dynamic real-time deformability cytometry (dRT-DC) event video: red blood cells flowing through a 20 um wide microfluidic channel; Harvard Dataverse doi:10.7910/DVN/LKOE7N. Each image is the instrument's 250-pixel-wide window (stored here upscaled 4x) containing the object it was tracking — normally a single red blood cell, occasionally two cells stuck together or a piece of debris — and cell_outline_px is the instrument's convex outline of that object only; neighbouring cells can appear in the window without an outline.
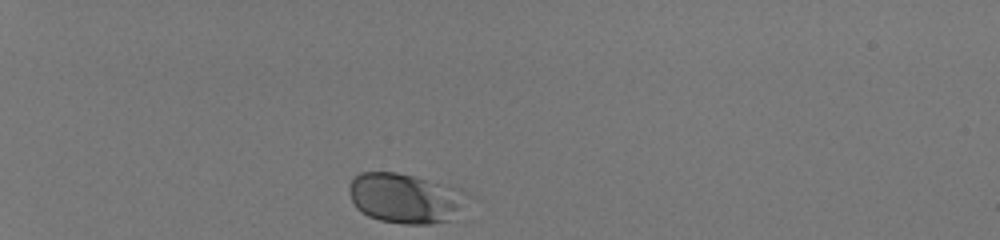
{"species": "human", "species_latin": "Homo sapiens", "temperature_condition": "room temperature", "stored_images_in_passage": 33, "camera_frame_rate_fps": 3000, "um_per_image_px": 0.085, "donor": {"sex": "male"}, "frame": {"image": 1, "passage_image": 1, "time_ms": 0.0, "image_size_px": [1000, 240], "cell_outline_px": [[464, 196], [448, 220], [428, 224], [404, 224], [380, 220], [368, 216], [360, 212], [356, 208], [352, 200], [348, 188], [348, 184], [360, 172], [396, 172], [460, 188], [464, 192]], "centroid_in_image_um": [34.3, 16.83], "position_along_channel_um": 50.7, "area_um2": 33.41}}
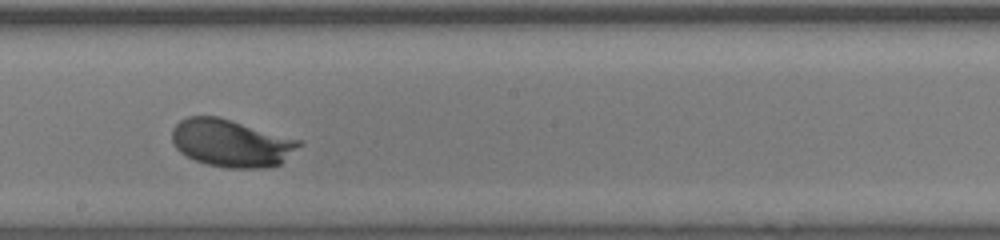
{"frame": {"image": 2, "passage_image": 19, "time_ms": 6.0, "image_size_px": [1000, 240], "cell_outline_px": [[304, 144], [280, 164], [272, 168], [228, 168], [208, 164], [196, 160], [180, 152], [176, 148], [172, 140], [172, 128], [180, 120], [188, 116], [216, 116], [304, 140]], "centroid_in_image_um": [19.71, 12.16], "position_along_channel_um": 228.5, "area_um2": 35.43}}
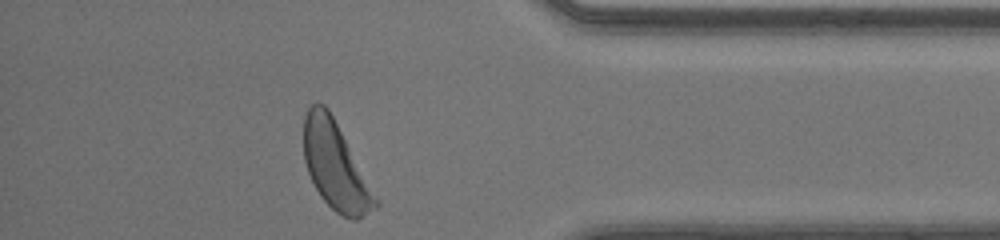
{"frame": {"image": 3, "passage_image": 33, "time_ms": 10.667, "image_size_px": [1000, 240], "cell_outline_px": [[380, 204], [376, 208], [356, 220], [352, 220], [336, 212], [320, 196], [308, 172], [304, 160], [304, 116], [308, 108], [312, 104], [324, 104], [328, 108], [380, 200]], "centroid_in_image_um": [28.54, 14.12], "position_along_channel_um": 406.7, "area_um2": 36.3}, "authors_computed_cell_mechanics": {"area_um2": 33.813, "velocity_mm_per_s": 4.0868, "shape_relaxation_time_tau1_ms": 1.3876, "shape_relaxation_time_tau2_ms": null, "deformation_change_tau1": 0.09, "deformation_change_tau2": null}}